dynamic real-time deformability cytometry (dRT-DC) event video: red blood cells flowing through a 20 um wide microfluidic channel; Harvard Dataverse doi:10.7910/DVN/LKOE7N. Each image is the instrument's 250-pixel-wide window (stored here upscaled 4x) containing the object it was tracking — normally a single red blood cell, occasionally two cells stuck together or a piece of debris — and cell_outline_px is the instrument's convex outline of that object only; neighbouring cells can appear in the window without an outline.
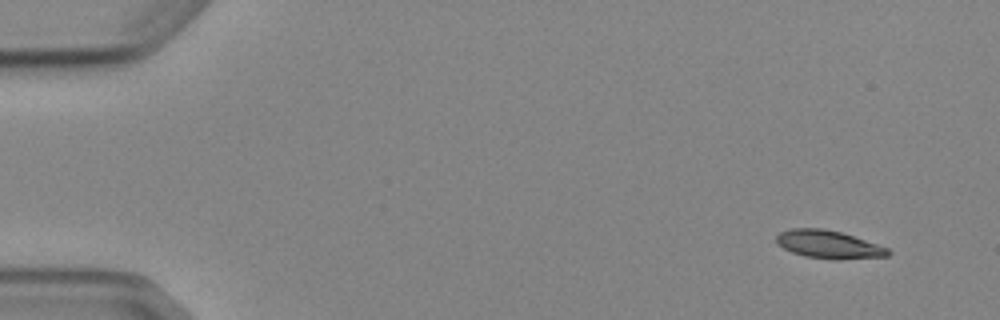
{"species": "Egyptian fruit bat (a non-hibernating species)", "species_latin": "Rousettus aegyptiacus", "temperature_condition": "cold", "stored_images_in_passage": 6, "camera_frame_rate_fps": 3000, "um_per_image_px": 0.085, "animal": {"sex": "female"}, "frame": {"image": 1, "passage_image": 1, "time_ms": 0.0, "image_size_px": [1000, 320], "cell_outline_px": [[892, 252], [888, 256], [840, 260], [836, 260], [804, 256], [792, 252], [776, 244], [776, 236], [780, 232], [792, 228], [824, 228], [840, 232], [888, 248]], "centroid_in_image_um": [70.41, 20.79], "position_along_channel_um": 14.6, "area_um2": 18.21}}
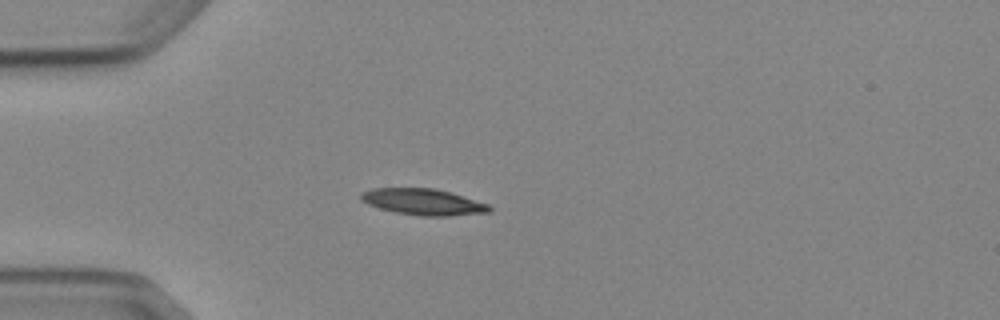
{"frame": {"image": 2, "passage_image": 4, "time_ms": 3.667, "image_size_px": [1000, 320], "cell_outline_px": [[492, 208], [488, 212], [448, 216], [420, 216], [396, 212], [380, 208], [368, 204], [360, 200], [360, 192], [372, 188], [436, 188], [452, 192], [488, 204]], "centroid_in_image_um": [35.95, 17.15], "position_along_channel_um": 49.0, "area_um2": 19.71}}
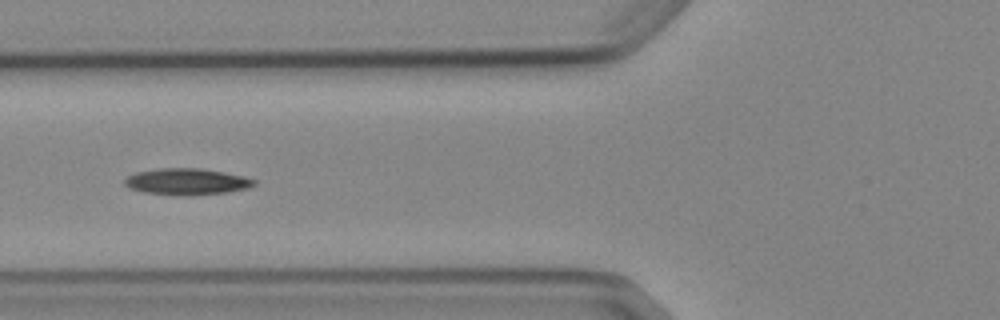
{"frame": {"image": 3, "passage_image": 6, "time_ms": 5.667, "image_size_px": [1000, 320], "cell_outline_px": [[256, 184], [248, 188], [228, 192], [192, 196], [180, 196], [144, 192], [128, 188], [124, 184], [124, 180], [128, 176], [136, 172], [160, 168], [200, 168], [224, 172], [244, 176], [256, 180]], "centroid_in_image_um": [15.88, 15.45], "position_along_channel_um": 109.9, "area_um2": 20.17}}